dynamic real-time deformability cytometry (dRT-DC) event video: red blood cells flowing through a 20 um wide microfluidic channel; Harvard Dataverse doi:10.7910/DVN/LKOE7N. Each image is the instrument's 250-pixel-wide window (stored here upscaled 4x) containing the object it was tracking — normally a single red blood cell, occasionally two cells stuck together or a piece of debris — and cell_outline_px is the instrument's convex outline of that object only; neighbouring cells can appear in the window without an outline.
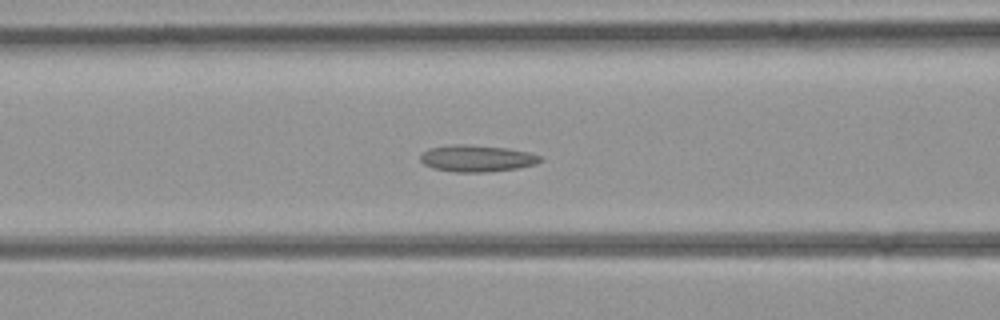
{"species": "common noctule bat (a hibernating species)", "species_latin": "Nyctalus noctula", "temperature_condition": "room temperature", "stored_images_in_passage": 32, "camera_frame_rate_fps": 3000, "um_per_image_px": 0.085, "animal": {"sex": "female", "body_mass_g": 21.9}, "frame": {"image": 1, "passage_image": 5, "time_ms": 1.333, "image_size_px": [1000, 320], "cell_outline_px": [[544, 160], [536, 164], [516, 168], [488, 172], [452, 172], [432, 168], [424, 164], [420, 160], [420, 156], [428, 148], [448, 144], [468, 144], [508, 148], [528, 152], [540, 156]], "centroid_in_image_um": [40.51, 13.46], "position_along_channel_um": 126.1, "area_um2": 18.84}}
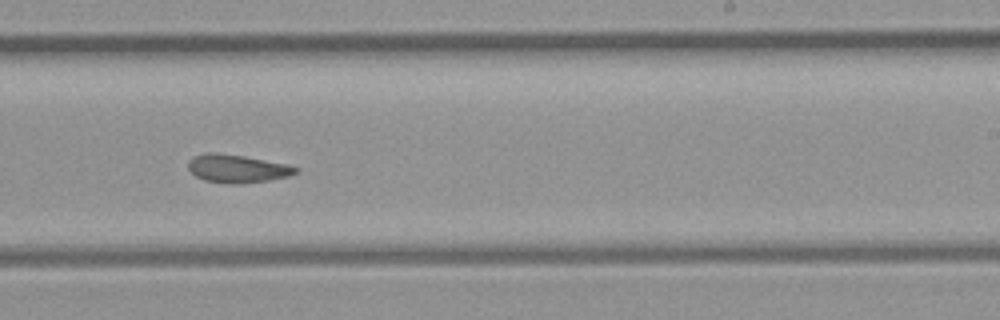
{"frame": {"image": 2, "passage_image": 14, "time_ms": 4.333, "image_size_px": [1000, 320], "cell_outline_px": [[300, 172], [288, 176], [268, 180], [240, 184], [228, 184], [204, 180], [196, 176], [188, 168], [188, 160], [192, 156], [208, 152], [216, 152], [244, 156], [288, 164], [300, 168]], "centroid_in_image_um": [20.17, 14.32], "position_along_channel_um": 268.8, "area_um2": 17.8}}
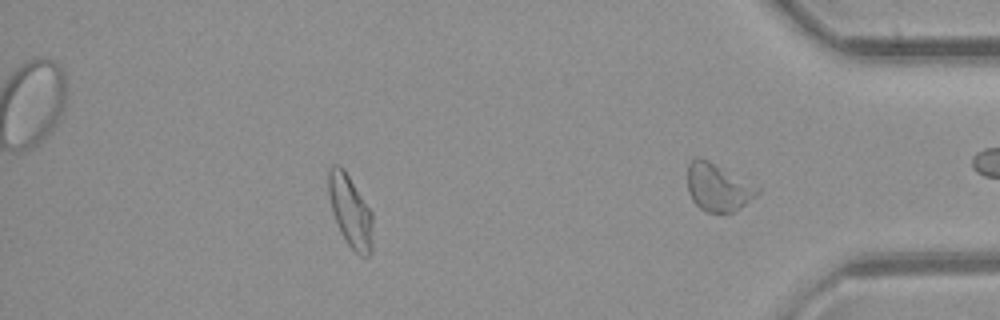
{"frame": {"image": 3, "passage_image": 26, "time_ms": 8.333, "image_size_px": [1000, 320], "cell_outline_px": [[372, 248], [368, 256], [360, 256], [344, 240], [340, 232], [332, 212], [328, 192], [328, 168], [332, 164], [340, 164], [344, 168], [372, 212]], "centroid_in_image_um": [29.76, 17.91], "position_along_channel_um": 405.4, "area_um2": 18.73}}